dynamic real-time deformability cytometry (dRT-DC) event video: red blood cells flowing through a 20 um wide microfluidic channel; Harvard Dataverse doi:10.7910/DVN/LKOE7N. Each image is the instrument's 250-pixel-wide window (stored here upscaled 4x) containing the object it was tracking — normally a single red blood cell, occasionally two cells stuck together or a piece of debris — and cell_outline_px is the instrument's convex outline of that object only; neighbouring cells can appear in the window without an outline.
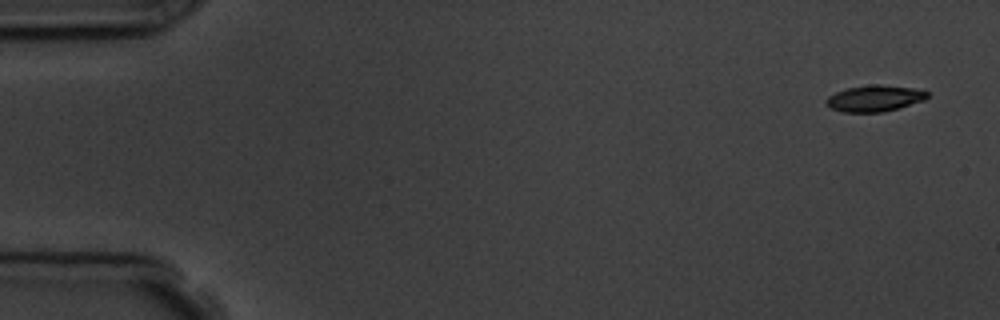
{"species": "common noctule bat (a hibernating species)", "species_latin": "Nyctalus noctula", "temperature_condition": "room temperature", "stored_images_in_passage": 5, "camera_frame_rate_fps": 3000, "um_per_image_px": 0.085, "animal": {"sex": "male", "body_mass_g": 19.5, "forearm_length_mm": 54.6}, "frame": {"image": 1, "passage_image": 1, "time_ms": 0.0, "image_size_px": [1000, 320], "cell_outline_px": [[928, 96], [924, 100], [884, 112], [844, 112], [832, 108], [824, 100], [828, 96], [836, 92], [848, 88], [872, 84], [880, 84], [912, 88], [928, 92]], "centroid_in_image_um": [74.33, 8.36], "position_along_channel_um": 10.7, "area_um2": 15.26}}
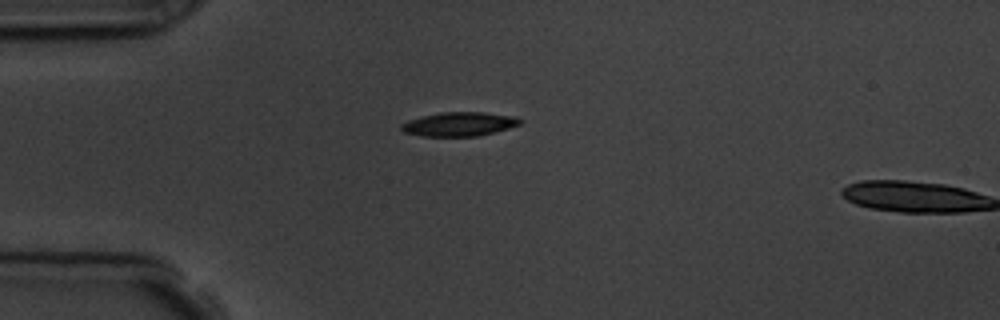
{"frame": {"image": 2, "passage_image": 4, "time_ms": 4.0, "image_size_px": [1000, 320], "cell_outline_px": [[520, 124], [508, 128], [476, 136], [424, 136], [404, 132], [400, 128], [400, 124], [408, 120], [440, 112], [484, 112], [516, 116], [520, 120]], "centroid_in_image_um": [39.01, 10.54], "position_along_channel_um": 46.0, "area_um2": 16.42}}